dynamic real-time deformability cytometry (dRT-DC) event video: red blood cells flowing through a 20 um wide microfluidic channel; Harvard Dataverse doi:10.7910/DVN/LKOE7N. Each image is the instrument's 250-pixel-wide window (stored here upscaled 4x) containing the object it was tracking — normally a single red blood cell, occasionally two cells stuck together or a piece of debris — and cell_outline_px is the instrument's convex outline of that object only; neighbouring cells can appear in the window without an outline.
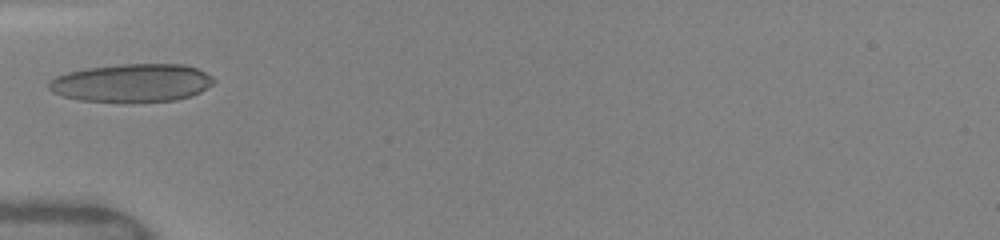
{"species": "human", "species_latin": "Homo sapiens", "temperature_condition": "warm", "stored_images_in_passage": 29, "camera_frame_rate_fps": 3000, "um_per_image_px": 0.085, "donor": {"sex": "female"}, "frame": {"image": 1, "passage_image": 1, "time_ms": 0.0, "image_size_px": [1000, 240], "cell_outline_px": [[216, 80], [212, 84], [200, 92], [192, 96], [176, 100], [80, 100], [64, 96], [52, 92], [48, 88], [48, 84], [56, 76], [68, 72], [88, 68], [120, 64], [184, 64], [196, 68], [212, 76]], "centroid_in_image_um": [11.24, 7.02], "position_along_channel_um": 73.8, "area_um2": 35.89}}
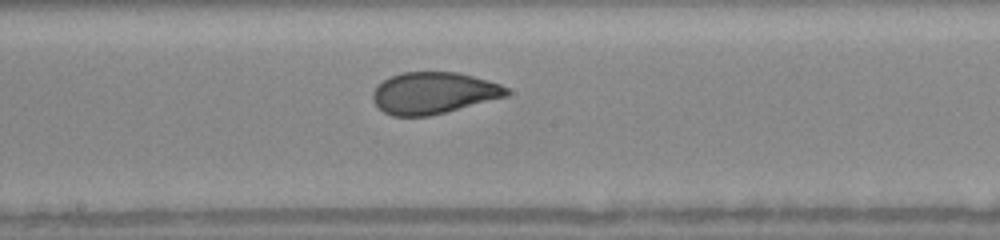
{"frame": {"image": 2, "passage_image": 9, "time_ms": 3.333, "image_size_px": [1000, 240], "cell_outline_px": [[512, 92], [508, 96], [428, 116], [392, 116], [384, 112], [372, 100], [372, 92], [388, 76], [404, 72], [456, 72], [488, 80], [500, 84], [508, 88]], "centroid_in_image_um": [36.86, 7.9], "position_along_channel_um": 211.3, "area_um2": 32.37}}
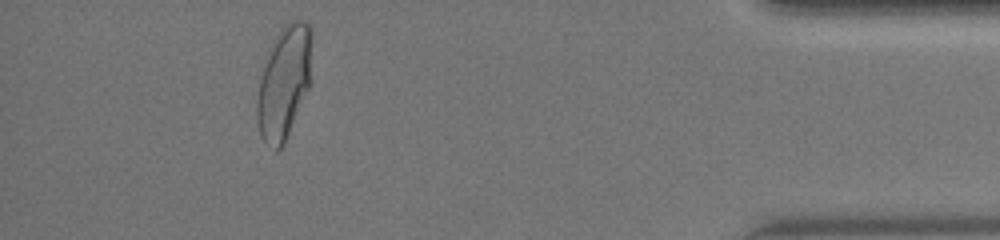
{"frame": {"image": 3, "passage_image": 25, "time_ms": 9.333, "image_size_px": [1000, 240], "cell_outline_px": [[312, 80], [284, 144], [276, 152], [260, 136], [256, 116], [256, 100], [260, 80], [268, 48], [280, 28], [288, 20], [304, 20], [308, 24], [312, 32]], "centroid_in_image_um": [24.16, 6.95], "position_along_channel_um": 411.0, "area_um2": 36.76}, "authors_computed_cell_mechanics": {"area_um2": 33.524, "velocity_mm_per_s": 4.1053, "shape_relaxation_time_tau1_ms": 4.7102, "shape_relaxation_time_tau2_ms": null, "deformation_change_tau1": 0.1702, "deformation_change_tau2": null}}